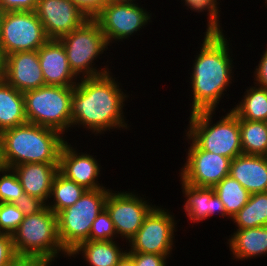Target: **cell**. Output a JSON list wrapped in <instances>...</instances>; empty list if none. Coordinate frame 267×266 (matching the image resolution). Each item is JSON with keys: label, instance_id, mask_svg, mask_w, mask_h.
I'll use <instances>...</instances> for the list:
<instances>
[{"label": "cell", "instance_id": "cell-1", "mask_svg": "<svg viewBox=\"0 0 267 266\" xmlns=\"http://www.w3.org/2000/svg\"><path fill=\"white\" fill-rule=\"evenodd\" d=\"M226 33L224 29L205 30L204 35H200L203 38L198 43L199 50L194 51L193 64L188 70H191L188 72L190 77L186 80L190 85L187 91L191 92L188 95L191 101L189 114L203 110H225L220 102L224 103V97L230 98L229 89L237 82L234 72L238 73L235 71L238 68L235 65L237 61L234 62L237 58L233 54V40Z\"/></svg>", "mask_w": 267, "mask_h": 266}, {"label": "cell", "instance_id": "cell-2", "mask_svg": "<svg viewBox=\"0 0 267 266\" xmlns=\"http://www.w3.org/2000/svg\"><path fill=\"white\" fill-rule=\"evenodd\" d=\"M118 78L111 71L101 76L79 79L72 96V132L86 131L91 133L89 136H99L100 140V136L104 137L107 132L131 130V121L129 123L125 115L131 96Z\"/></svg>", "mask_w": 267, "mask_h": 266}, {"label": "cell", "instance_id": "cell-3", "mask_svg": "<svg viewBox=\"0 0 267 266\" xmlns=\"http://www.w3.org/2000/svg\"><path fill=\"white\" fill-rule=\"evenodd\" d=\"M68 140L52 128L25 123L0 134V161L12 168L26 163H59L60 152Z\"/></svg>", "mask_w": 267, "mask_h": 266}, {"label": "cell", "instance_id": "cell-4", "mask_svg": "<svg viewBox=\"0 0 267 266\" xmlns=\"http://www.w3.org/2000/svg\"><path fill=\"white\" fill-rule=\"evenodd\" d=\"M203 110L189 114L184 133L202 150L225 156L231 160L243 154L239 118L230 109ZM227 110V111H226ZM225 113V114H224ZM224 114V115H223ZM218 116L219 120L215 118ZM216 120V121H215Z\"/></svg>", "mask_w": 267, "mask_h": 266}, {"label": "cell", "instance_id": "cell-5", "mask_svg": "<svg viewBox=\"0 0 267 266\" xmlns=\"http://www.w3.org/2000/svg\"><path fill=\"white\" fill-rule=\"evenodd\" d=\"M12 239L18 257L45 260L52 266L57 259L69 258L59 239L57 215L47 206L37 214L24 216Z\"/></svg>", "mask_w": 267, "mask_h": 266}, {"label": "cell", "instance_id": "cell-6", "mask_svg": "<svg viewBox=\"0 0 267 266\" xmlns=\"http://www.w3.org/2000/svg\"><path fill=\"white\" fill-rule=\"evenodd\" d=\"M59 40L64 46L71 70L79 79L101 76L113 71L111 68L114 66L110 65L113 63L109 59L106 63L105 61L100 63L99 66L96 64L99 59L102 60L106 56L111 58L106 54L108 53L106 51H111L109 50L111 48L95 19L86 20L81 26L63 35Z\"/></svg>", "mask_w": 267, "mask_h": 266}, {"label": "cell", "instance_id": "cell-7", "mask_svg": "<svg viewBox=\"0 0 267 266\" xmlns=\"http://www.w3.org/2000/svg\"><path fill=\"white\" fill-rule=\"evenodd\" d=\"M73 91L74 86L44 85L23 93L27 122L69 134Z\"/></svg>", "mask_w": 267, "mask_h": 266}, {"label": "cell", "instance_id": "cell-8", "mask_svg": "<svg viewBox=\"0 0 267 266\" xmlns=\"http://www.w3.org/2000/svg\"><path fill=\"white\" fill-rule=\"evenodd\" d=\"M111 189L105 187L86 190L74 205L57 214L59 239L68 253L89 239L93 221L105 208L106 198Z\"/></svg>", "mask_w": 267, "mask_h": 266}, {"label": "cell", "instance_id": "cell-9", "mask_svg": "<svg viewBox=\"0 0 267 266\" xmlns=\"http://www.w3.org/2000/svg\"><path fill=\"white\" fill-rule=\"evenodd\" d=\"M156 205L145 217L142 226L128 241L127 252L173 256L180 219L170 208ZM179 220V221H178ZM176 233V234H175ZM175 247V248H174Z\"/></svg>", "mask_w": 267, "mask_h": 266}, {"label": "cell", "instance_id": "cell-10", "mask_svg": "<svg viewBox=\"0 0 267 266\" xmlns=\"http://www.w3.org/2000/svg\"><path fill=\"white\" fill-rule=\"evenodd\" d=\"M144 5V6H143ZM141 3H107L94 18L99 24L110 48L112 44L131 40L133 36H141V30L152 23L156 15ZM151 12V13H150ZM153 15V17H152ZM139 32V33H138ZM118 42V43H117ZM112 46V47H111Z\"/></svg>", "mask_w": 267, "mask_h": 266}, {"label": "cell", "instance_id": "cell-11", "mask_svg": "<svg viewBox=\"0 0 267 266\" xmlns=\"http://www.w3.org/2000/svg\"><path fill=\"white\" fill-rule=\"evenodd\" d=\"M49 38L35 11L2 12L0 18V57L24 51H37Z\"/></svg>", "mask_w": 267, "mask_h": 266}, {"label": "cell", "instance_id": "cell-12", "mask_svg": "<svg viewBox=\"0 0 267 266\" xmlns=\"http://www.w3.org/2000/svg\"><path fill=\"white\" fill-rule=\"evenodd\" d=\"M141 194V195H140ZM137 190L111 189L105 202V209L113 221L118 240L128 243L143 224L145 217L157 205L154 199ZM152 201V202H150ZM153 203V204H152Z\"/></svg>", "mask_w": 267, "mask_h": 266}, {"label": "cell", "instance_id": "cell-13", "mask_svg": "<svg viewBox=\"0 0 267 266\" xmlns=\"http://www.w3.org/2000/svg\"><path fill=\"white\" fill-rule=\"evenodd\" d=\"M183 141L188 143L185 159L178 170V178L189 185L214 187L229 176L231 159L200 149L184 132ZM190 145V146H189Z\"/></svg>", "mask_w": 267, "mask_h": 266}, {"label": "cell", "instance_id": "cell-14", "mask_svg": "<svg viewBox=\"0 0 267 266\" xmlns=\"http://www.w3.org/2000/svg\"><path fill=\"white\" fill-rule=\"evenodd\" d=\"M69 139L64 143L59 158V172L67 179L74 181L76 184L84 187L86 190L105 188L106 185L100 181L102 171L101 159H97V153H91L92 149L83 152L78 149V145ZM74 143V144H73ZM73 144V145H72ZM103 169V170H102Z\"/></svg>", "mask_w": 267, "mask_h": 266}, {"label": "cell", "instance_id": "cell-15", "mask_svg": "<svg viewBox=\"0 0 267 266\" xmlns=\"http://www.w3.org/2000/svg\"><path fill=\"white\" fill-rule=\"evenodd\" d=\"M35 12L49 39H59L88 20L71 0H39Z\"/></svg>", "mask_w": 267, "mask_h": 266}, {"label": "cell", "instance_id": "cell-16", "mask_svg": "<svg viewBox=\"0 0 267 266\" xmlns=\"http://www.w3.org/2000/svg\"><path fill=\"white\" fill-rule=\"evenodd\" d=\"M0 76L22 93L45 85L37 51L16 52L5 56Z\"/></svg>", "mask_w": 267, "mask_h": 266}, {"label": "cell", "instance_id": "cell-17", "mask_svg": "<svg viewBox=\"0 0 267 266\" xmlns=\"http://www.w3.org/2000/svg\"><path fill=\"white\" fill-rule=\"evenodd\" d=\"M182 197L184 198L181 208L184 210V215L187 217V222L192 225L204 223L203 221L211 220L209 218H222L227 221H230L231 224V217L226 213L225 206L220 198L214 191L213 187H199L194 185H189L183 180H179Z\"/></svg>", "mask_w": 267, "mask_h": 266}, {"label": "cell", "instance_id": "cell-18", "mask_svg": "<svg viewBox=\"0 0 267 266\" xmlns=\"http://www.w3.org/2000/svg\"><path fill=\"white\" fill-rule=\"evenodd\" d=\"M45 85L75 86L79 78L70 68L63 44L49 39L37 50Z\"/></svg>", "mask_w": 267, "mask_h": 266}, {"label": "cell", "instance_id": "cell-19", "mask_svg": "<svg viewBox=\"0 0 267 266\" xmlns=\"http://www.w3.org/2000/svg\"><path fill=\"white\" fill-rule=\"evenodd\" d=\"M24 192L47 203L59 163H26L12 167Z\"/></svg>", "mask_w": 267, "mask_h": 266}, {"label": "cell", "instance_id": "cell-20", "mask_svg": "<svg viewBox=\"0 0 267 266\" xmlns=\"http://www.w3.org/2000/svg\"><path fill=\"white\" fill-rule=\"evenodd\" d=\"M229 176L250 194L267 192V156L238 155L231 160Z\"/></svg>", "mask_w": 267, "mask_h": 266}, {"label": "cell", "instance_id": "cell-21", "mask_svg": "<svg viewBox=\"0 0 267 266\" xmlns=\"http://www.w3.org/2000/svg\"><path fill=\"white\" fill-rule=\"evenodd\" d=\"M226 238L231 261H250L258 257H267V226L235 229Z\"/></svg>", "mask_w": 267, "mask_h": 266}, {"label": "cell", "instance_id": "cell-22", "mask_svg": "<svg viewBox=\"0 0 267 266\" xmlns=\"http://www.w3.org/2000/svg\"><path fill=\"white\" fill-rule=\"evenodd\" d=\"M124 246L126 247L124 248ZM127 248V244L125 245L124 241L120 243L118 240H87L80 243L69 253V260L67 261L78 262L77 259L79 257V259L83 260V263L87 264L86 266H116L127 254Z\"/></svg>", "mask_w": 267, "mask_h": 266}, {"label": "cell", "instance_id": "cell-23", "mask_svg": "<svg viewBox=\"0 0 267 266\" xmlns=\"http://www.w3.org/2000/svg\"><path fill=\"white\" fill-rule=\"evenodd\" d=\"M27 123L24 95L0 76V134Z\"/></svg>", "mask_w": 267, "mask_h": 266}, {"label": "cell", "instance_id": "cell-24", "mask_svg": "<svg viewBox=\"0 0 267 266\" xmlns=\"http://www.w3.org/2000/svg\"><path fill=\"white\" fill-rule=\"evenodd\" d=\"M243 93L242 97H239L238 103L234 102L235 105H231L230 109L239 119L265 122L267 119V89L253 83L251 86H246Z\"/></svg>", "mask_w": 267, "mask_h": 266}, {"label": "cell", "instance_id": "cell-25", "mask_svg": "<svg viewBox=\"0 0 267 266\" xmlns=\"http://www.w3.org/2000/svg\"><path fill=\"white\" fill-rule=\"evenodd\" d=\"M236 229L267 226V192L253 193L232 219Z\"/></svg>", "mask_w": 267, "mask_h": 266}, {"label": "cell", "instance_id": "cell-26", "mask_svg": "<svg viewBox=\"0 0 267 266\" xmlns=\"http://www.w3.org/2000/svg\"><path fill=\"white\" fill-rule=\"evenodd\" d=\"M86 189L58 172L53 180L46 206L56 215L65 208L74 205Z\"/></svg>", "mask_w": 267, "mask_h": 266}, {"label": "cell", "instance_id": "cell-27", "mask_svg": "<svg viewBox=\"0 0 267 266\" xmlns=\"http://www.w3.org/2000/svg\"><path fill=\"white\" fill-rule=\"evenodd\" d=\"M243 154L267 156V125L264 121L239 119Z\"/></svg>", "mask_w": 267, "mask_h": 266}, {"label": "cell", "instance_id": "cell-28", "mask_svg": "<svg viewBox=\"0 0 267 266\" xmlns=\"http://www.w3.org/2000/svg\"><path fill=\"white\" fill-rule=\"evenodd\" d=\"M213 188L223 202L226 213L231 218L247 204L251 195L237 180L230 176L224 177Z\"/></svg>", "mask_w": 267, "mask_h": 266}, {"label": "cell", "instance_id": "cell-29", "mask_svg": "<svg viewBox=\"0 0 267 266\" xmlns=\"http://www.w3.org/2000/svg\"><path fill=\"white\" fill-rule=\"evenodd\" d=\"M179 3L183 9L185 7L186 10L191 11V14L193 12L194 15L195 13L198 15L204 14L207 17V21L205 20L206 25L204 26L206 30H223L221 0H181Z\"/></svg>", "mask_w": 267, "mask_h": 266}, {"label": "cell", "instance_id": "cell-30", "mask_svg": "<svg viewBox=\"0 0 267 266\" xmlns=\"http://www.w3.org/2000/svg\"><path fill=\"white\" fill-rule=\"evenodd\" d=\"M23 192L14 170L0 166V203H13Z\"/></svg>", "mask_w": 267, "mask_h": 266}, {"label": "cell", "instance_id": "cell-31", "mask_svg": "<svg viewBox=\"0 0 267 266\" xmlns=\"http://www.w3.org/2000/svg\"><path fill=\"white\" fill-rule=\"evenodd\" d=\"M117 233L109 213L104 208L93 221L90 229L89 239L92 241H117Z\"/></svg>", "mask_w": 267, "mask_h": 266}, {"label": "cell", "instance_id": "cell-32", "mask_svg": "<svg viewBox=\"0 0 267 266\" xmlns=\"http://www.w3.org/2000/svg\"><path fill=\"white\" fill-rule=\"evenodd\" d=\"M24 219V214L13 203H0V233L12 235Z\"/></svg>", "mask_w": 267, "mask_h": 266}, {"label": "cell", "instance_id": "cell-33", "mask_svg": "<svg viewBox=\"0 0 267 266\" xmlns=\"http://www.w3.org/2000/svg\"><path fill=\"white\" fill-rule=\"evenodd\" d=\"M13 204L24 214V216L37 214L46 207V203L43 200L30 196L26 192H23Z\"/></svg>", "mask_w": 267, "mask_h": 266}, {"label": "cell", "instance_id": "cell-34", "mask_svg": "<svg viewBox=\"0 0 267 266\" xmlns=\"http://www.w3.org/2000/svg\"><path fill=\"white\" fill-rule=\"evenodd\" d=\"M127 255L133 260L134 266H167L172 260V256L152 253L127 252Z\"/></svg>", "mask_w": 267, "mask_h": 266}, {"label": "cell", "instance_id": "cell-35", "mask_svg": "<svg viewBox=\"0 0 267 266\" xmlns=\"http://www.w3.org/2000/svg\"><path fill=\"white\" fill-rule=\"evenodd\" d=\"M18 255L15 252L12 235L0 233V266L11 264Z\"/></svg>", "mask_w": 267, "mask_h": 266}, {"label": "cell", "instance_id": "cell-36", "mask_svg": "<svg viewBox=\"0 0 267 266\" xmlns=\"http://www.w3.org/2000/svg\"><path fill=\"white\" fill-rule=\"evenodd\" d=\"M88 19H94L104 6L107 0H71Z\"/></svg>", "mask_w": 267, "mask_h": 266}, {"label": "cell", "instance_id": "cell-37", "mask_svg": "<svg viewBox=\"0 0 267 266\" xmlns=\"http://www.w3.org/2000/svg\"><path fill=\"white\" fill-rule=\"evenodd\" d=\"M39 0H0L2 12L36 11Z\"/></svg>", "mask_w": 267, "mask_h": 266}, {"label": "cell", "instance_id": "cell-38", "mask_svg": "<svg viewBox=\"0 0 267 266\" xmlns=\"http://www.w3.org/2000/svg\"><path fill=\"white\" fill-rule=\"evenodd\" d=\"M267 46V43H266ZM259 61H257V65L253 68L254 72L252 71V78L253 83L257 86L267 89V47L261 55Z\"/></svg>", "mask_w": 267, "mask_h": 266}, {"label": "cell", "instance_id": "cell-39", "mask_svg": "<svg viewBox=\"0 0 267 266\" xmlns=\"http://www.w3.org/2000/svg\"><path fill=\"white\" fill-rule=\"evenodd\" d=\"M7 266H52L49 262L37 258L18 257Z\"/></svg>", "mask_w": 267, "mask_h": 266}, {"label": "cell", "instance_id": "cell-40", "mask_svg": "<svg viewBox=\"0 0 267 266\" xmlns=\"http://www.w3.org/2000/svg\"><path fill=\"white\" fill-rule=\"evenodd\" d=\"M116 266H134L133 260L126 254Z\"/></svg>", "mask_w": 267, "mask_h": 266}, {"label": "cell", "instance_id": "cell-41", "mask_svg": "<svg viewBox=\"0 0 267 266\" xmlns=\"http://www.w3.org/2000/svg\"><path fill=\"white\" fill-rule=\"evenodd\" d=\"M141 0H107L108 3H142Z\"/></svg>", "mask_w": 267, "mask_h": 266}, {"label": "cell", "instance_id": "cell-42", "mask_svg": "<svg viewBox=\"0 0 267 266\" xmlns=\"http://www.w3.org/2000/svg\"><path fill=\"white\" fill-rule=\"evenodd\" d=\"M1 69H2V59L0 57V75H1Z\"/></svg>", "mask_w": 267, "mask_h": 266}, {"label": "cell", "instance_id": "cell-43", "mask_svg": "<svg viewBox=\"0 0 267 266\" xmlns=\"http://www.w3.org/2000/svg\"><path fill=\"white\" fill-rule=\"evenodd\" d=\"M265 2H264V5H265V7L267 8V0H264Z\"/></svg>", "mask_w": 267, "mask_h": 266}]
</instances>
